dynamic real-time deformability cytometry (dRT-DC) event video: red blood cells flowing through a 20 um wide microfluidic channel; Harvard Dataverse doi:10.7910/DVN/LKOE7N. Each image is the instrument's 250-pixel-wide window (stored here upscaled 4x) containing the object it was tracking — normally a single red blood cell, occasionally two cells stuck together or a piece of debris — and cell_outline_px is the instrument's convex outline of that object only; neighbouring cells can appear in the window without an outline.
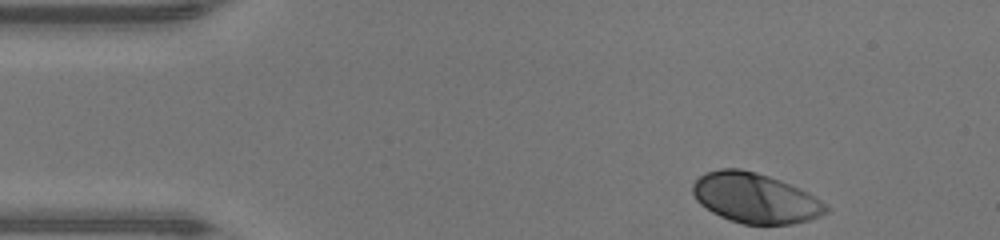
{"species": "human", "species_latin": "Homo sapiens", "temperature_condition": "warm", "stored_images_in_passage": 35, "camera_frame_rate_fps": 3000, "um_per_image_px": 0.085, "donor": {"sex": "male"}, "frame": {"image": 1, "passage_image": 1, "time_ms": 0.0, "image_size_px": [1000, 240], "cell_outline_px": [[828, 212], [820, 216], [808, 220], [792, 224], [744, 224], [720, 216], [712, 212], [700, 204], [696, 200], [692, 192], [692, 184], [700, 176], [708, 172], [720, 168], [740, 168], [756, 172], [780, 180], [800, 188], [808, 192], [820, 200], [828, 208]], "centroid_in_image_um": [64.18, 16.83], "position_along_channel_um": 20.8, "area_um2": 38.67}}
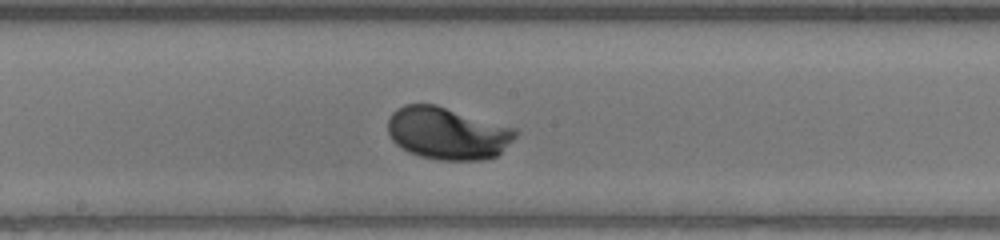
{"frame": {"image": 2, "passage_image": 20, "time_ms": 6.333, "image_size_px": [1000, 240], "cell_outline_px": [[520, 132], [496, 156], [484, 160], [440, 160], [420, 156], [408, 152], [396, 144], [392, 140], [388, 132], [388, 120], [392, 112], [396, 108], [404, 104], [436, 104], [516, 128]], "centroid_in_image_um": [38.03, 11.32], "position_along_channel_um": 210.2, "area_um2": 39.07}}
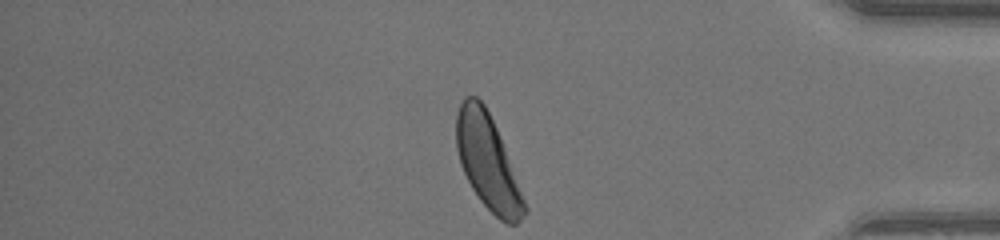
{"frame": {"image": 3, "passage_image": 35, "time_ms": 11.333, "image_size_px": [1000, 240], "cell_outline_px": [[528, 212], [516, 224], [508, 224], [500, 220], [480, 200], [472, 188], [460, 164], [456, 148], [456, 112], [464, 96], [476, 96], [484, 104], [496, 128], [528, 208]], "centroid_in_image_um": [41.44, 13.78], "position_along_channel_um": 393.8, "area_um2": 36.99}, "authors_computed_cell_mechanics": {"area_um2": 37.57, "velocity_mm_per_s": 4.3279, "shape_relaxation_time_tau1_ms": 1.6464, "shape_relaxation_time_tau2_ms": null, "deformation_change_tau1": 0.1339, "deformation_change_tau2": null}}